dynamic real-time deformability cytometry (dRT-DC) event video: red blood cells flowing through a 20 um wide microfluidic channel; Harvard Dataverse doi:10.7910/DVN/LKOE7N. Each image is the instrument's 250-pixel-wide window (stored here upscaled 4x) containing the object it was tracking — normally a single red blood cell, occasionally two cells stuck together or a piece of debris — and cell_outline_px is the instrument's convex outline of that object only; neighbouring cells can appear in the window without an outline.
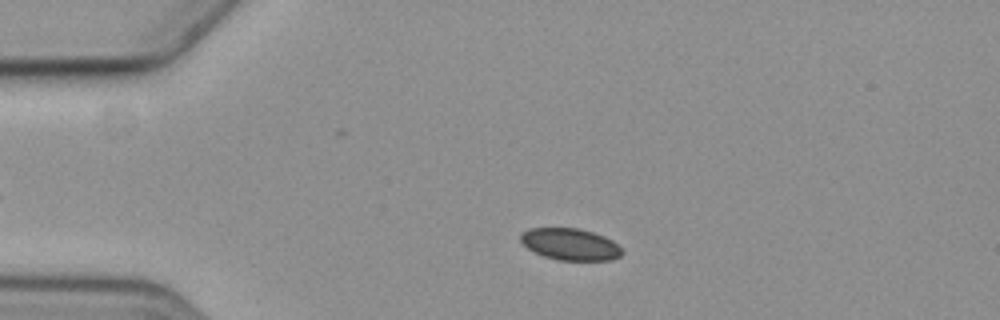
{"species": "common noctule bat (a hibernating species)", "species_latin": "Nyctalus noctula", "temperature_condition": "cold", "stored_images_in_passage": 47, "camera_frame_rate_fps": 3000, "um_per_image_px": 0.085, "animal": {"sex": "female", "body_mass_g": 19.3, "forearm_length_mm": 54.1}, "frame": {"image": 1, "passage_image": 9, "time_ms": 2.667, "image_size_px": [1000, 320], "cell_outline_px": [[624, 252], [620, 256], [612, 260], [556, 260], [544, 256], [528, 248], [520, 240], [520, 232], [528, 228], [580, 228], [604, 236], [612, 240], [624, 248]], "centroid_in_image_um": [48.5, 20.76], "position_along_channel_um": 36.5, "area_um2": 18.96}}
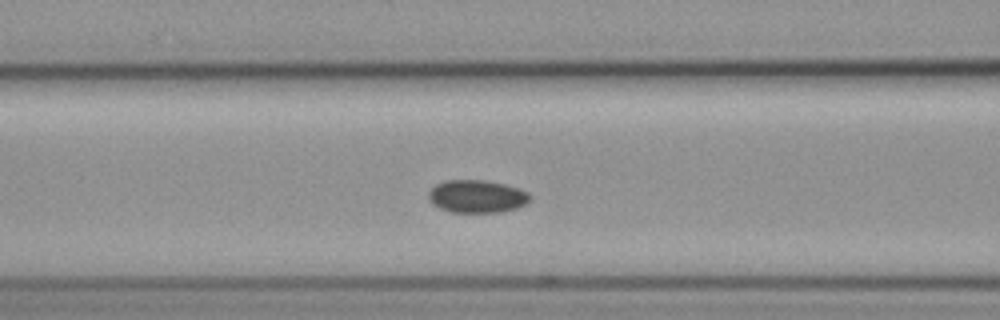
{"frame": {"image": 2, "passage_image": 20, "time_ms": 6.333, "image_size_px": [1000, 320], "cell_outline_px": [[532, 200], [516, 208], [500, 212], [452, 212], [440, 208], [432, 204], [428, 200], [428, 192], [436, 184], [448, 180], [484, 180], [504, 184], [520, 188], [528, 192], [532, 196]], "centroid_in_image_um": [40.55, 16.69], "position_along_channel_um": 126.0, "area_um2": 19.48}}
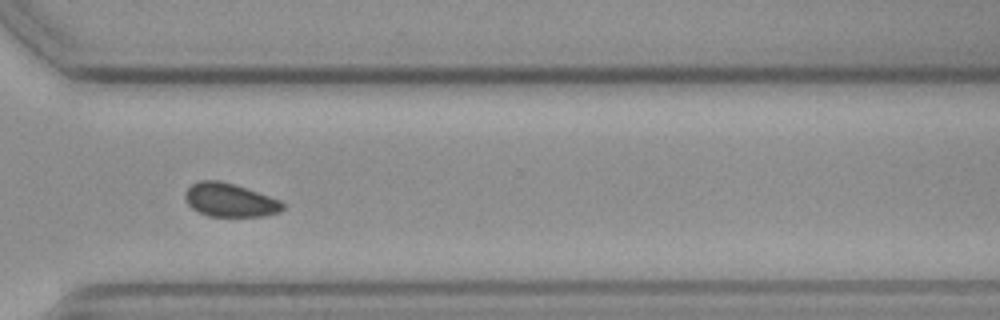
{"frame": {"image": 3, "passage_image": 39, "time_ms": 12.667, "image_size_px": [1000, 320], "cell_outline_px": [[284, 208], [280, 212], [264, 216], [208, 216], [192, 208], [188, 204], [184, 196], [184, 192], [192, 184], [200, 180], [216, 180], [232, 184], [280, 200], [284, 204]], "centroid_in_image_um": [19.52, 17.02], "position_along_channel_um": 351.1, "area_um2": 18.79}}